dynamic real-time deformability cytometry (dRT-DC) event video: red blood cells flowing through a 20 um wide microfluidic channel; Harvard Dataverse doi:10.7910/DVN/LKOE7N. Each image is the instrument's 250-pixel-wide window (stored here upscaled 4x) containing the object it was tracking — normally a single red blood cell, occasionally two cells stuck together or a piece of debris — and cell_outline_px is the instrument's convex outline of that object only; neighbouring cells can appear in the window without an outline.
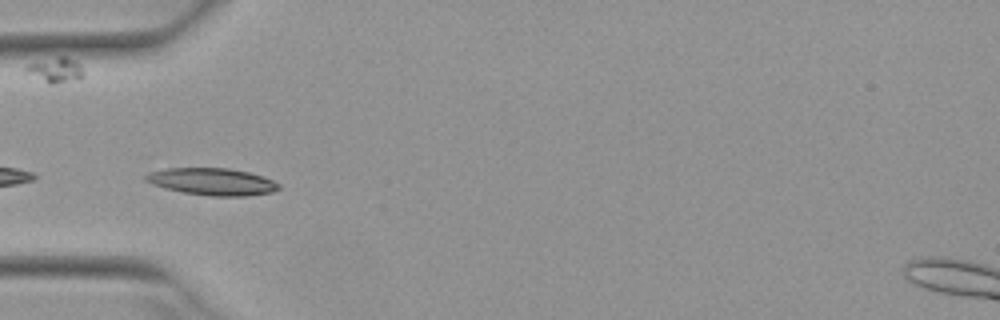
{"species": "Egyptian fruit bat (a non-hibernating species)", "species_latin": "Rousettus aegyptiacus", "temperature_condition": "warm", "stored_images_in_passage": 29, "camera_frame_rate_fps": 3000, "um_per_image_px": 0.085, "animal": {"sex": "female"}, "frame": {"image": 1, "passage_image": 1, "time_ms": 0.0, "image_size_px": [1000, 320], "cell_outline_px": [[280, 188], [272, 192], [244, 196], [212, 196], [184, 192], [164, 188], [152, 184], [144, 180], [144, 176], [148, 172], [168, 168], [228, 168], [248, 172], [272, 180], [280, 184]], "centroid_in_image_um": [18.0, 15.43], "position_along_channel_um": 67.0, "area_um2": 20.87}}
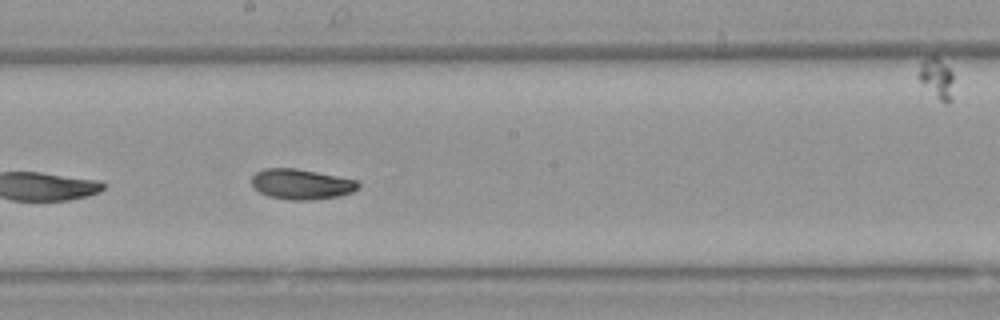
{"frame": {"image": 2, "passage_image": 13, "time_ms": 4.0, "image_size_px": [1000, 320], "cell_outline_px": [[360, 184], [352, 192], [336, 196], [312, 200], [288, 200], [268, 196], [260, 192], [252, 184], [252, 176], [256, 172], [264, 168], [296, 168], [356, 180]], "centroid_in_image_um": [25.57, 15.65], "position_along_channel_um": 222.6, "area_um2": 18.61}}
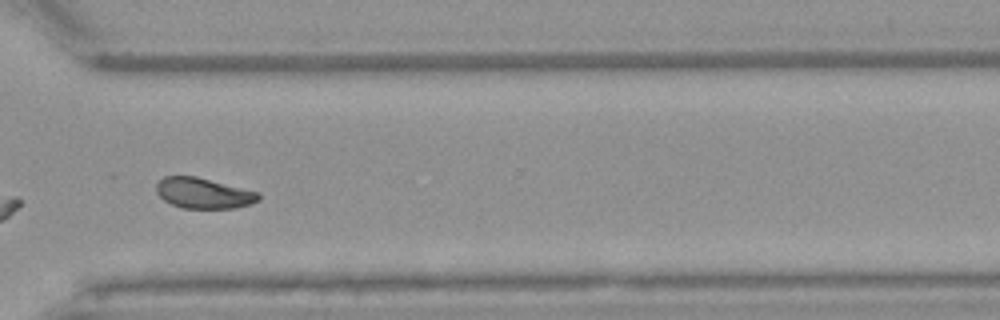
{"frame": {"image": 3, "passage_image": 23, "time_ms": 7.333, "image_size_px": [1000, 320], "cell_outline_px": [[260, 200], [252, 204], [236, 208], [180, 208], [164, 200], [156, 192], [156, 184], [164, 176], [196, 176], [260, 192]], "centroid_in_image_um": [17.33, 16.42], "position_along_channel_um": 353.3, "area_um2": 18.38}, "authors_computed_cell_mechanics": {"area_um2": 18.9584, "velocity_mm_per_s": 3.9114, "shape_relaxation_time_tau1_ms": 3.2074, "shape_relaxation_time_tau2_ms": 3.372, "deformation_change_tau1": 0.1346, "deformation_change_tau2": 0.0801}}